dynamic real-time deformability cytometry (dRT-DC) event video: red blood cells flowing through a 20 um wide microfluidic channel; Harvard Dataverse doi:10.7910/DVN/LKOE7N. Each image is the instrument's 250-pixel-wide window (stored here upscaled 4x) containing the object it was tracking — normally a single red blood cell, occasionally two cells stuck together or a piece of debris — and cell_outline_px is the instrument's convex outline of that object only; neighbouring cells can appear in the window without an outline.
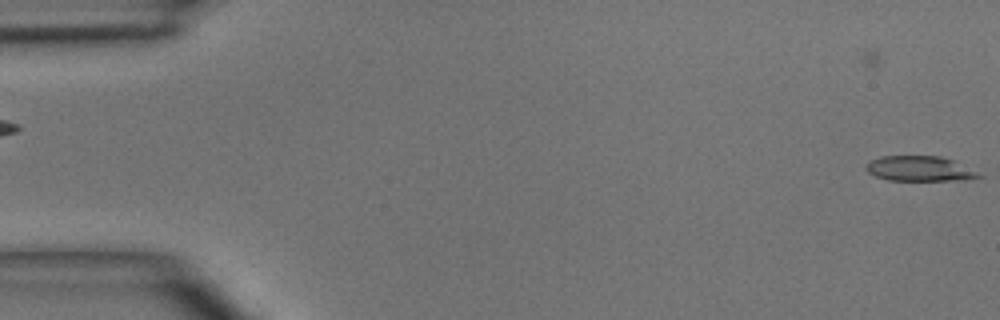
{"species": "common noctule bat (a hibernating species)", "species_latin": "Nyctalus noctula", "temperature_condition": "room temperature", "stored_images_in_passage": 5, "segment_of_instrument_passage": [2, 2], "camera_frame_rate_fps": 3000, "um_per_image_px": 0.085, "animal": {"sex": "male", "body_mass_g": 15.6}, "frame": {"image": 1, "passage_image": 5, "time_ms": 4.667, "image_size_px": [1000, 320], "cell_outline_px": [[984, 176], [964, 180], [888, 180], [876, 176], [868, 172], [864, 168], [868, 160], [880, 156], [940, 156], [952, 160]], "centroid_in_image_um": [78.09, 14.33], "position_along_channel_um": 6.9, "area_um2": 16.36}}